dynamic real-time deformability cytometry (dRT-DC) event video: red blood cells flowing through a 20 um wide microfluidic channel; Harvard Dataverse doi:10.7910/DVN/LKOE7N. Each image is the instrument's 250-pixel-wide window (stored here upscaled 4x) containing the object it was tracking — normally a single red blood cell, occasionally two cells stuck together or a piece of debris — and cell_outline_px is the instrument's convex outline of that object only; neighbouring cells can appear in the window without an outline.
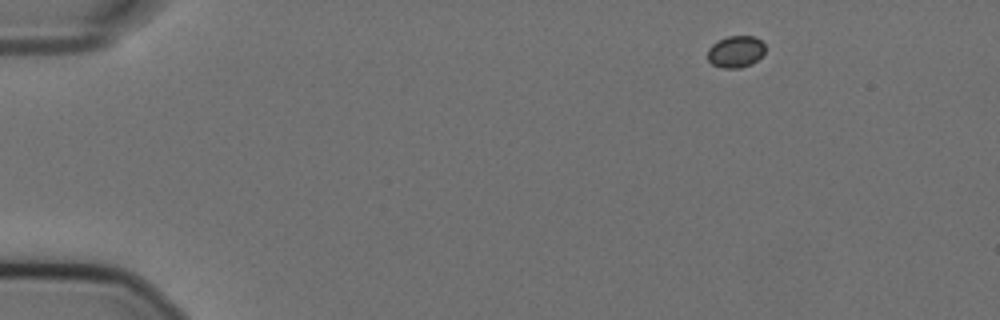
{"species": "Egyptian fruit bat (a non-hibernating species)", "species_latin": "Rousettus aegyptiacus", "temperature_condition": "cold", "stored_images_in_passage": 51, "camera_frame_rate_fps": 3000, "um_per_image_px": 0.085, "animal": {"sex": "female"}, "frame": {"image": 1, "passage_image": 1, "time_ms": 0.0, "image_size_px": [1000, 320], "cell_outline_px": [[764, 52], [752, 64], [740, 68], [724, 68], [712, 64], [708, 60], [708, 48], [712, 44], [728, 36], [756, 36], [764, 44]], "centroid_in_image_um": [62.53, 4.39], "position_along_channel_um": 22.5, "area_um2": 10.58}}
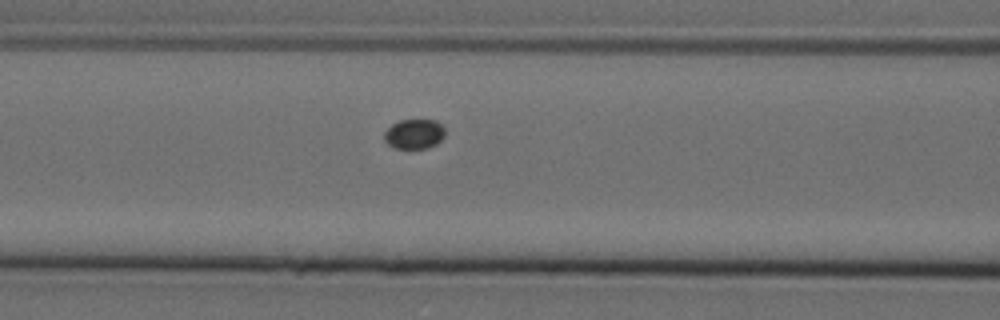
{"frame": {"image": 2, "passage_image": 18, "time_ms": 5.667, "image_size_px": [1000, 320], "cell_outline_px": [[444, 136], [436, 144], [428, 148], [396, 148], [388, 144], [384, 140], [384, 132], [392, 124], [400, 120], [436, 120], [444, 124]], "centroid_in_image_um": [35.23, 11.37], "position_along_channel_um": 131.4, "area_um2": 10.58}}
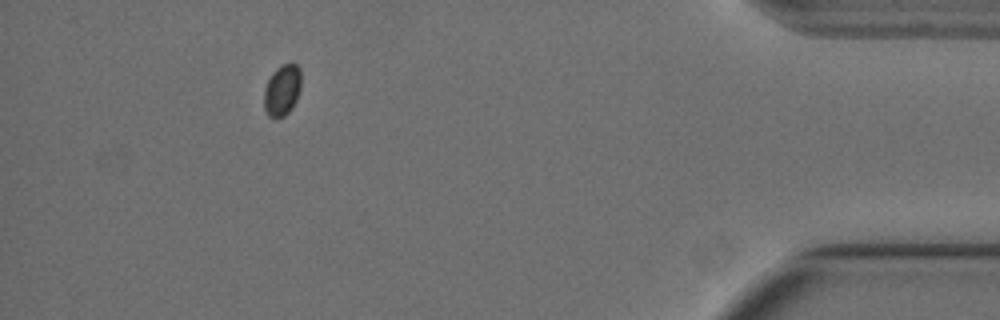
{"frame": {"image": 3, "passage_image": 46, "time_ms": 15.0, "image_size_px": [1000, 320], "cell_outline_px": [[300, 88], [296, 100], [292, 108], [284, 116], [268, 116], [264, 108], [264, 88], [272, 72], [276, 68], [284, 64], [296, 64], [300, 68]], "centroid_in_image_um": [23.97, 7.65], "position_along_channel_um": 411.2, "area_um2": 10.92}}